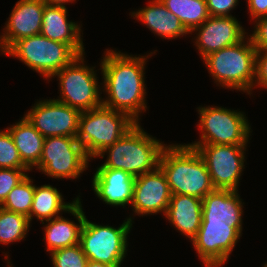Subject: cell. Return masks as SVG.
I'll use <instances>...</instances> for the list:
<instances>
[{"instance_id":"obj_16","label":"cell","mask_w":267,"mask_h":267,"mask_svg":"<svg viewBox=\"0 0 267 267\" xmlns=\"http://www.w3.org/2000/svg\"><path fill=\"white\" fill-rule=\"evenodd\" d=\"M45 5L43 0L17 1L0 36L2 54L16 41L41 33Z\"/></svg>"},{"instance_id":"obj_25","label":"cell","mask_w":267,"mask_h":267,"mask_svg":"<svg viewBox=\"0 0 267 267\" xmlns=\"http://www.w3.org/2000/svg\"><path fill=\"white\" fill-rule=\"evenodd\" d=\"M191 32L209 17L206 0H160Z\"/></svg>"},{"instance_id":"obj_23","label":"cell","mask_w":267,"mask_h":267,"mask_svg":"<svg viewBox=\"0 0 267 267\" xmlns=\"http://www.w3.org/2000/svg\"><path fill=\"white\" fill-rule=\"evenodd\" d=\"M7 129L22 162L32 171L42 156L45 137L34 128L25 116Z\"/></svg>"},{"instance_id":"obj_8","label":"cell","mask_w":267,"mask_h":267,"mask_svg":"<svg viewBox=\"0 0 267 267\" xmlns=\"http://www.w3.org/2000/svg\"><path fill=\"white\" fill-rule=\"evenodd\" d=\"M132 220L129 217L115 228L93 223L85 217L79 244L88 260L120 267L127 254Z\"/></svg>"},{"instance_id":"obj_33","label":"cell","mask_w":267,"mask_h":267,"mask_svg":"<svg viewBox=\"0 0 267 267\" xmlns=\"http://www.w3.org/2000/svg\"><path fill=\"white\" fill-rule=\"evenodd\" d=\"M238 0H206L210 16H231L230 11L238 5Z\"/></svg>"},{"instance_id":"obj_1","label":"cell","mask_w":267,"mask_h":267,"mask_svg":"<svg viewBox=\"0 0 267 267\" xmlns=\"http://www.w3.org/2000/svg\"><path fill=\"white\" fill-rule=\"evenodd\" d=\"M105 52L100 61L104 79L102 91L107 94L106 99H102V105L126 113L139 123V114L147 109L144 83L149 56H133L112 49Z\"/></svg>"},{"instance_id":"obj_34","label":"cell","mask_w":267,"mask_h":267,"mask_svg":"<svg viewBox=\"0 0 267 267\" xmlns=\"http://www.w3.org/2000/svg\"><path fill=\"white\" fill-rule=\"evenodd\" d=\"M247 6L251 18L267 16V0H247Z\"/></svg>"},{"instance_id":"obj_22","label":"cell","mask_w":267,"mask_h":267,"mask_svg":"<svg viewBox=\"0 0 267 267\" xmlns=\"http://www.w3.org/2000/svg\"><path fill=\"white\" fill-rule=\"evenodd\" d=\"M144 8L132 12L131 17L143 22L150 31L161 38L176 39L190 34L177 16L167 10L160 0H150Z\"/></svg>"},{"instance_id":"obj_2","label":"cell","mask_w":267,"mask_h":267,"mask_svg":"<svg viewBox=\"0 0 267 267\" xmlns=\"http://www.w3.org/2000/svg\"><path fill=\"white\" fill-rule=\"evenodd\" d=\"M159 167L166 176L172 195L203 199L215 190L204 159L187 144H166L161 152Z\"/></svg>"},{"instance_id":"obj_36","label":"cell","mask_w":267,"mask_h":267,"mask_svg":"<svg viewBox=\"0 0 267 267\" xmlns=\"http://www.w3.org/2000/svg\"><path fill=\"white\" fill-rule=\"evenodd\" d=\"M86 267H112V266L105 264V263L94 262V261L88 260Z\"/></svg>"},{"instance_id":"obj_18","label":"cell","mask_w":267,"mask_h":267,"mask_svg":"<svg viewBox=\"0 0 267 267\" xmlns=\"http://www.w3.org/2000/svg\"><path fill=\"white\" fill-rule=\"evenodd\" d=\"M66 6L45 5L41 35L60 43L68 44L78 55L85 54L81 26L67 20Z\"/></svg>"},{"instance_id":"obj_31","label":"cell","mask_w":267,"mask_h":267,"mask_svg":"<svg viewBox=\"0 0 267 267\" xmlns=\"http://www.w3.org/2000/svg\"><path fill=\"white\" fill-rule=\"evenodd\" d=\"M254 22V31L248 36L256 50H267V16L259 17Z\"/></svg>"},{"instance_id":"obj_37","label":"cell","mask_w":267,"mask_h":267,"mask_svg":"<svg viewBox=\"0 0 267 267\" xmlns=\"http://www.w3.org/2000/svg\"><path fill=\"white\" fill-rule=\"evenodd\" d=\"M9 265H8V267H12V265L10 264L11 262L8 260V262H7Z\"/></svg>"},{"instance_id":"obj_26","label":"cell","mask_w":267,"mask_h":267,"mask_svg":"<svg viewBox=\"0 0 267 267\" xmlns=\"http://www.w3.org/2000/svg\"><path fill=\"white\" fill-rule=\"evenodd\" d=\"M30 222L27 216L0 206V244L19 242L26 238Z\"/></svg>"},{"instance_id":"obj_35","label":"cell","mask_w":267,"mask_h":267,"mask_svg":"<svg viewBox=\"0 0 267 267\" xmlns=\"http://www.w3.org/2000/svg\"><path fill=\"white\" fill-rule=\"evenodd\" d=\"M46 5L65 6L66 3H73L76 0H43Z\"/></svg>"},{"instance_id":"obj_9","label":"cell","mask_w":267,"mask_h":267,"mask_svg":"<svg viewBox=\"0 0 267 267\" xmlns=\"http://www.w3.org/2000/svg\"><path fill=\"white\" fill-rule=\"evenodd\" d=\"M84 55H78L70 64L52 76L58 77L61 94L55 100L81 112L101 106L103 99L96 70L94 71L95 66H87L84 63Z\"/></svg>"},{"instance_id":"obj_15","label":"cell","mask_w":267,"mask_h":267,"mask_svg":"<svg viewBox=\"0 0 267 267\" xmlns=\"http://www.w3.org/2000/svg\"><path fill=\"white\" fill-rule=\"evenodd\" d=\"M171 195L166 176L158 166L154 171L135 177L131 207L138 216L159 212L165 215Z\"/></svg>"},{"instance_id":"obj_32","label":"cell","mask_w":267,"mask_h":267,"mask_svg":"<svg viewBox=\"0 0 267 267\" xmlns=\"http://www.w3.org/2000/svg\"><path fill=\"white\" fill-rule=\"evenodd\" d=\"M254 86L267 89V50H257Z\"/></svg>"},{"instance_id":"obj_24","label":"cell","mask_w":267,"mask_h":267,"mask_svg":"<svg viewBox=\"0 0 267 267\" xmlns=\"http://www.w3.org/2000/svg\"><path fill=\"white\" fill-rule=\"evenodd\" d=\"M79 197L77 196L71 203H66L56 187L50 184L35 186L30 215L28 216L29 222L31 223L35 216L42 224H45L44 221L60 216V212L67 213V210Z\"/></svg>"},{"instance_id":"obj_3","label":"cell","mask_w":267,"mask_h":267,"mask_svg":"<svg viewBox=\"0 0 267 267\" xmlns=\"http://www.w3.org/2000/svg\"><path fill=\"white\" fill-rule=\"evenodd\" d=\"M166 145L145 132L137 123L122 138L105 148L97 157L106 161L105 168L123 170L137 177L159 166L161 152Z\"/></svg>"},{"instance_id":"obj_20","label":"cell","mask_w":267,"mask_h":267,"mask_svg":"<svg viewBox=\"0 0 267 267\" xmlns=\"http://www.w3.org/2000/svg\"><path fill=\"white\" fill-rule=\"evenodd\" d=\"M78 220V224L72 220L57 216L44 221L45 243L47 252H53L65 247H71L80 243L81 230L85 220V213L80 198L67 210Z\"/></svg>"},{"instance_id":"obj_13","label":"cell","mask_w":267,"mask_h":267,"mask_svg":"<svg viewBox=\"0 0 267 267\" xmlns=\"http://www.w3.org/2000/svg\"><path fill=\"white\" fill-rule=\"evenodd\" d=\"M81 111L54 99L37 101L24 115L34 128L47 137H76Z\"/></svg>"},{"instance_id":"obj_28","label":"cell","mask_w":267,"mask_h":267,"mask_svg":"<svg viewBox=\"0 0 267 267\" xmlns=\"http://www.w3.org/2000/svg\"><path fill=\"white\" fill-rule=\"evenodd\" d=\"M0 168L29 169L21 160L9 130H0Z\"/></svg>"},{"instance_id":"obj_21","label":"cell","mask_w":267,"mask_h":267,"mask_svg":"<svg viewBox=\"0 0 267 267\" xmlns=\"http://www.w3.org/2000/svg\"><path fill=\"white\" fill-rule=\"evenodd\" d=\"M164 216L176 230L192 240L202 222V199L189 195H171Z\"/></svg>"},{"instance_id":"obj_10","label":"cell","mask_w":267,"mask_h":267,"mask_svg":"<svg viewBox=\"0 0 267 267\" xmlns=\"http://www.w3.org/2000/svg\"><path fill=\"white\" fill-rule=\"evenodd\" d=\"M90 159L76 137H47L42 156L35 166L45 175L55 179H76L88 168Z\"/></svg>"},{"instance_id":"obj_17","label":"cell","mask_w":267,"mask_h":267,"mask_svg":"<svg viewBox=\"0 0 267 267\" xmlns=\"http://www.w3.org/2000/svg\"><path fill=\"white\" fill-rule=\"evenodd\" d=\"M92 179L94 193L105 204L123 208L132 204L135 177L130 173L99 166Z\"/></svg>"},{"instance_id":"obj_12","label":"cell","mask_w":267,"mask_h":267,"mask_svg":"<svg viewBox=\"0 0 267 267\" xmlns=\"http://www.w3.org/2000/svg\"><path fill=\"white\" fill-rule=\"evenodd\" d=\"M240 237L224 221L202 220L197 235L190 242L206 267H221L229 259Z\"/></svg>"},{"instance_id":"obj_11","label":"cell","mask_w":267,"mask_h":267,"mask_svg":"<svg viewBox=\"0 0 267 267\" xmlns=\"http://www.w3.org/2000/svg\"><path fill=\"white\" fill-rule=\"evenodd\" d=\"M204 159L215 189L238 191L240 176L245 168L247 146L188 145Z\"/></svg>"},{"instance_id":"obj_30","label":"cell","mask_w":267,"mask_h":267,"mask_svg":"<svg viewBox=\"0 0 267 267\" xmlns=\"http://www.w3.org/2000/svg\"><path fill=\"white\" fill-rule=\"evenodd\" d=\"M30 169H1L0 168V205L5 201L8 194L27 175Z\"/></svg>"},{"instance_id":"obj_5","label":"cell","mask_w":267,"mask_h":267,"mask_svg":"<svg viewBox=\"0 0 267 267\" xmlns=\"http://www.w3.org/2000/svg\"><path fill=\"white\" fill-rule=\"evenodd\" d=\"M136 124L128 114L101 105L81 112L76 139L88 158L93 159Z\"/></svg>"},{"instance_id":"obj_6","label":"cell","mask_w":267,"mask_h":267,"mask_svg":"<svg viewBox=\"0 0 267 267\" xmlns=\"http://www.w3.org/2000/svg\"><path fill=\"white\" fill-rule=\"evenodd\" d=\"M4 55L19 59L48 81L78 56L68 44L53 41L41 34L16 41Z\"/></svg>"},{"instance_id":"obj_4","label":"cell","mask_w":267,"mask_h":267,"mask_svg":"<svg viewBox=\"0 0 267 267\" xmlns=\"http://www.w3.org/2000/svg\"><path fill=\"white\" fill-rule=\"evenodd\" d=\"M256 52L247 34L242 41L212 52L202 60L216 84L251 95L255 88Z\"/></svg>"},{"instance_id":"obj_7","label":"cell","mask_w":267,"mask_h":267,"mask_svg":"<svg viewBox=\"0 0 267 267\" xmlns=\"http://www.w3.org/2000/svg\"><path fill=\"white\" fill-rule=\"evenodd\" d=\"M199 141L187 145H239L247 146L251 126L243 112L219 106L197 107Z\"/></svg>"},{"instance_id":"obj_19","label":"cell","mask_w":267,"mask_h":267,"mask_svg":"<svg viewBox=\"0 0 267 267\" xmlns=\"http://www.w3.org/2000/svg\"><path fill=\"white\" fill-rule=\"evenodd\" d=\"M243 204L238 191L215 189L202 199V220L224 221L242 235Z\"/></svg>"},{"instance_id":"obj_14","label":"cell","mask_w":267,"mask_h":267,"mask_svg":"<svg viewBox=\"0 0 267 267\" xmlns=\"http://www.w3.org/2000/svg\"><path fill=\"white\" fill-rule=\"evenodd\" d=\"M192 32H197L194 43L202 59L212 52L242 41L248 34L232 15L210 16L190 34Z\"/></svg>"},{"instance_id":"obj_27","label":"cell","mask_w":267,"mask_h":267,"mask_svg":"<svg viewBox=\"0 0 267 267\" xmlns=\"http://www.w3.org/2000/svg\"><path fill=\"white\" fill-rule=\"evenodd\" d=\"M34 190L35 184H33V180L27 175L13 188L0 206L6 210L28 217L33 202Z\"/></svg>"},{"instance_id":"obj_29","label":"cell","mask_w":267,"mask_h":267,"mask_svg":"<svg viewBox=\"0 0 267 267\" xmlns=\"http://www.w3.org/2000/svg\"><path fill=\"white\" fill-rule=\"evenodd\" d=\"M50 256L53 267H86L88 262L80 244L53 251Z\"/></svg>"}]
</instances>
